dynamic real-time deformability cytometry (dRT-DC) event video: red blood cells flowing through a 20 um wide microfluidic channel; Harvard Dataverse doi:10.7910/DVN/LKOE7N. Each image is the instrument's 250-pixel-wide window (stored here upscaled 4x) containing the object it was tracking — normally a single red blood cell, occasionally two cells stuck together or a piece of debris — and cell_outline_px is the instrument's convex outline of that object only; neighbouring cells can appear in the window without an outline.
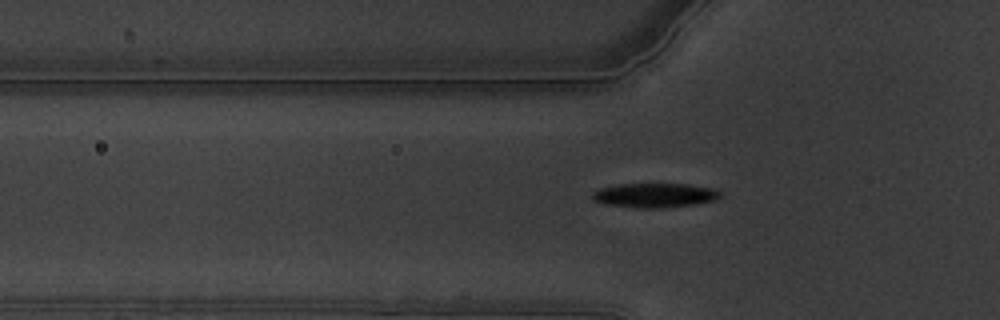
{"species": "common noctule bat (a hibernating species)", "species_latin": "Nyctalus noctula", "temperature_condition": "warm", "stored_images_in_passage": 46, "camera_frame_rate_fps": 3000, "um_per_image_px": 0.085, "animal": {"sex": "male", "body_mass_g": 19.5, "forearm_length_mm": 54.6}, "frame": {"image": 1, "passage_image": 6, "time_ms": 1.667, "image_size_px": [1000, 320], "cell_outline_px": [[720, 196], [712, 200], [692, 204], [660, 208], [640, 208], [608, 204], [592, 200], [592, 192], [600, 188], [616, 184], [688, 184], [712, 188], [720, 192]], "centroid_in_image_um": [55.59, 16.59], "position_along_channel_um": 70.2, "area_um2": 17.86}}
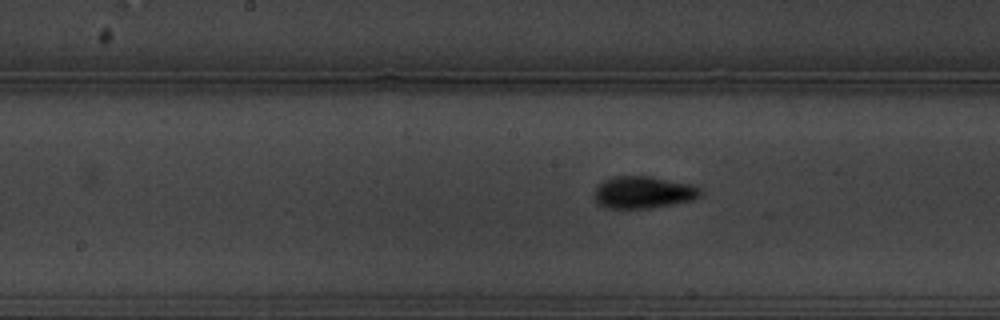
{"frame": {"image": 2, "passage_image": 17, "time_ms": 5.333, "image_size_px": [1000, 320], "cell_outline_px": [[704, 192], [700, 196], [692, 200], [652, 208], [604, 208], [592, 196], [596, 188], [604, 180], [612, 176], [648, 176], [692, 184], [700, 188]], "centroid_in_image_um": [54.68, 16.35], "position_along_channel_um": 193.5, "area_um2": 19.94}}
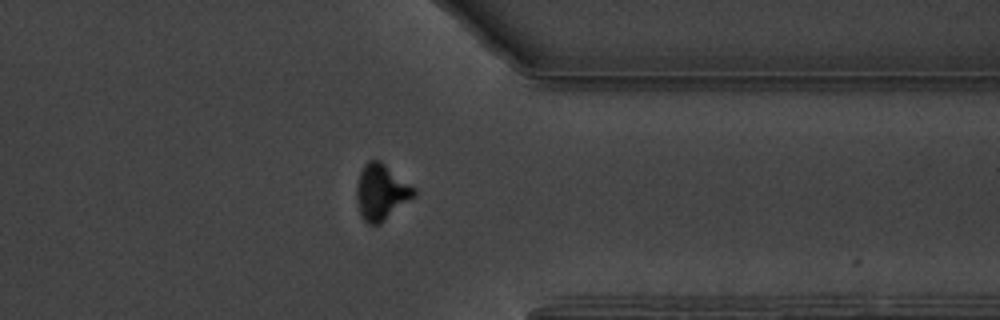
{"frame": {"image": 3, "passage_image": 34, "time_ms": 11.0, "image_size_px": [1000, 320], "cell_outline_px": [[416, 196], [380, 224], [368, 224], [360, 216], [356, 200], [356, 188], [360, 172], [364, 164], [368, 160], [380, 160], [416, 188]], "centroid_in_image_um": [32.41, 16.33], "position_along_channel_um": 379.0, "area_um2": 18.9}, "authors_computed_cell_mechanics": {"area_um2": 18.496, "velocity_mm_per_s": 3.3631, "shape_relaxation_time_tau1_ms": 2.6501, "shape_relaxation_time_tau2_ms": 2.4249, "deformation_change_tau1": 0.1499, "deformation_change_tau2": 0.0738}}